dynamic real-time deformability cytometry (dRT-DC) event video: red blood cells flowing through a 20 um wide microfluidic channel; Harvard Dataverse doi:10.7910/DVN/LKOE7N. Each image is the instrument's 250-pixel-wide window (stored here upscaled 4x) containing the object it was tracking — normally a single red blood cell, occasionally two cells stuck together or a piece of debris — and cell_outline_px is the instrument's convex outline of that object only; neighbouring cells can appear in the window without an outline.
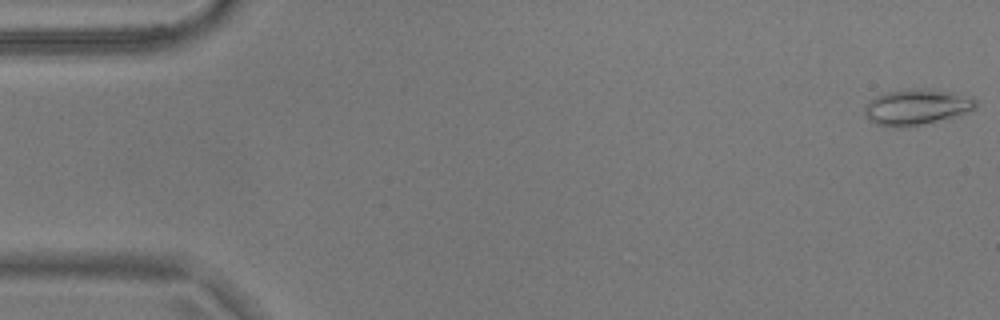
{"species": "common noctule bat (a hibernating species)", "species_latin": "Nyctalus noctula", "temperature_condition": "warm", "stored_images_in_passage": 55, "camera_frame_rate_fps": 3000, "um_per_image_px": 0.085, "animal": {"sex": "male", "body_mass_g": 17.9}, "frame": {"image": 1, "passage_image": 1, "time_ms": 0.0, "image_size_px": [1000, 320], "cell_outline_px": [[976, 108], [956, 116], [924, 124], [900, 128], [892, 128], [876, 124], [864, 112], [864, 108], [876, 96], [888, 92], [908, 88], [920, 88], [948, 92], [972, 96], [976, 100]], "centroid_in_image_um": [77.93, 9.1], "position_along_channel_um": 7.1, "area_um2": 23.0}}
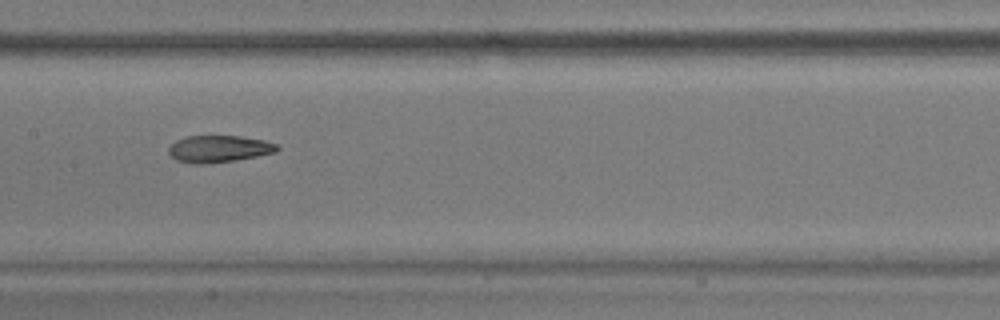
{"frame": {"image": 2, "passage_image": 27, "time_ms": 8.667, "image_size_px": [1000, 320], "cell_outline_px": [[280, 148], [276, 152], [236, 160], [204, 164], [192, 164], [176, 160], [168, 152], [168, 148], [176, 140], [188, 136], [240, 136], [264, 140], [276, 144]], "centroid_in_image_um": [18.59, 12.65], "position_along_channel_um": 188.8, "area_um2": 16.99}}
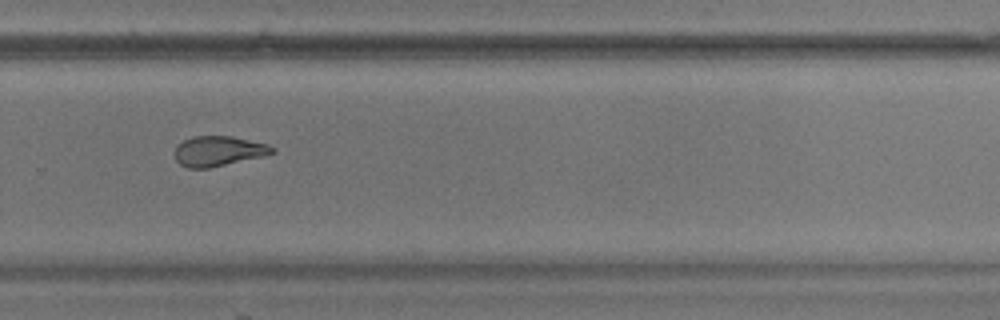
{"frame": {"image": 3, "passage_image": 37, "time_ms": 12.0, "image_size_px": [1000, 320], "cell_outline_px": [[276, 152], [260, 156], [208, 168], [188, 168], [180, 164], [176, 160], [176, 148], [184, 140], [192, 136], [232, 136], [268, 144], [276, 148]], "centroid_in_image_um": [18.58, 12.83], "position_along_channel_um": 311.2, "area_um2": 16.76}, "authors_computed_cell_mechanics": {"area_um2": 18.6694, "velocity_mm_per_s": 3.6894, "shape_relaxation_time_tau1_ms": null, "shape_relaxation_time_tau2_ms": 3.3536, "deformation_change_tau1": null, "deformation_change_tau2": 0.0869}}